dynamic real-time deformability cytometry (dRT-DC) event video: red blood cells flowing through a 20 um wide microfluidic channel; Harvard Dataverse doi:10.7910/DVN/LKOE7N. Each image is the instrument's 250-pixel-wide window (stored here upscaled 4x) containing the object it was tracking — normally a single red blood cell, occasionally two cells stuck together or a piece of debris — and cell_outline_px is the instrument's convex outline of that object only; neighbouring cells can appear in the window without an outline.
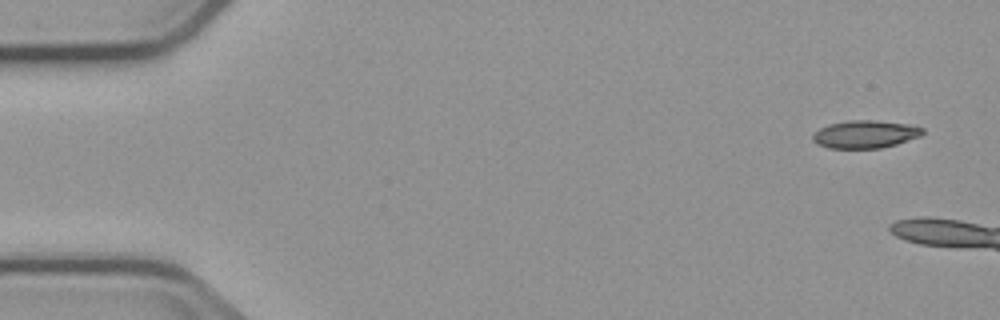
{"species": "common noctule bat (a hibernating species)", "species_latin": "Nyctalus noctula", "temperature_condition": "cold", "stored_images_in_passage": 3, "camera_frame_rate_fps": 3000, "um_per_image_px": 0.085, "animal": {"sex": "male", "body_mass_g": 23.1, "forearm_length_mm": 52.7}, "frame": {"image": 1, "passage_image": 1, "time_ms": 0.0, "image_size_px": [1000, 320], "cell_outline_px": [[924, 132], [920, 136], [896, 144], [880, 148], [828, 148], [816, 144], [812, 140], [812, 132], [828, 124], [848, 120], [876, 120], [908, 124], [924, 128]], "centroid_in_image_um": [73.5, 11.4], "position_along_channel_um": 11.5, "area_um2": 17.92}}